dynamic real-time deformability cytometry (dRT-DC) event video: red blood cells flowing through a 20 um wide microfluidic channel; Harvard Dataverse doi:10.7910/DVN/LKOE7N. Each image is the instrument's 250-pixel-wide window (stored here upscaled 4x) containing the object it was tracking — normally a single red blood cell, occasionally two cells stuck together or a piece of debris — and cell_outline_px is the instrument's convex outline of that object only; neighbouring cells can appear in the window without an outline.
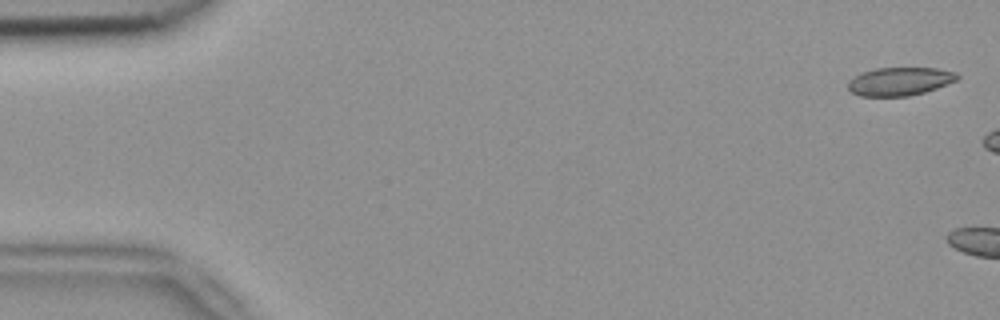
{"species": "common noctule bat (a hibernating species)", "species_latin": "Nyctalus noctula", "temperature_condition": "room temperature", "stored_images_in_passage": 3, "camera_frame_rate_fps": 3000, "um_per_image_px": 0.085, "animal": {"sex": "female", "body_mass_g": 18.4}, "frame": {"image": 1, "passage_image": 1, "time_ms": 0.0, "image_size_px": [1000, 320], "cell_outline_px": [[960, 76], [956, 80], [936, 88], [924, 92], [908, 96], [860, 96], [852, 92], [848, 88], [848, 80], [860, 72], [876, 68], [936, 68], [956, 72]], "centroid_in_image_um": [76.45, 6.91], "position_along_channel_um": 8.6, "area_um2": 17.98}}